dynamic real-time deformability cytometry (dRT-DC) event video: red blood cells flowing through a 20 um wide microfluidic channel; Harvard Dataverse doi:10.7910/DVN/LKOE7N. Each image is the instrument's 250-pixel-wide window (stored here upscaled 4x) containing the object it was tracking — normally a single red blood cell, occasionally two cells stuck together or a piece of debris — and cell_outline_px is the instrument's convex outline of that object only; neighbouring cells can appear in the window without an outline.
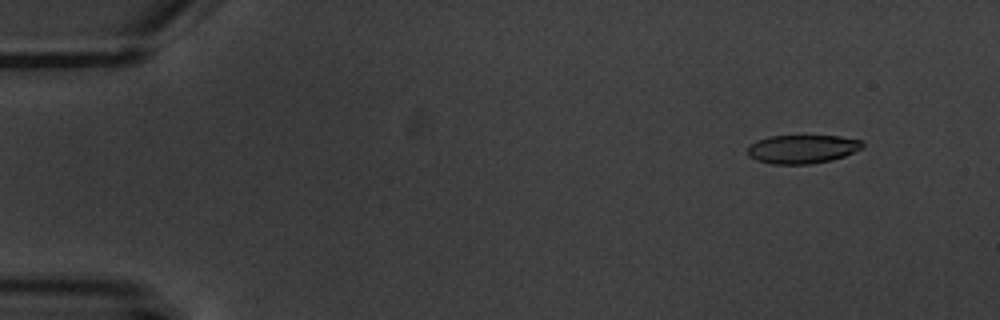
{"species": "common noctule bat (a hibernating species)", "species_latin": "Nyctalus noctula", "temperature_condition": "warm", "stored_images_in_passage": 7, "camera_frame_rate_fps": 3000, "um_per_image_px": 0.085, "animal": {"sex": "male", "body_mass_g": 20.1, "forearm_length_mm": 53.5}, "frame": {"image": 1, "passage_image": 1, "time_ms": 0.0, "image_size_px": [1000, 320], "cell_outline_px": [[864, 148], [844, 156], [832, 160], [812, 164], [772, 164], [756, 160], [748, 156], [748, 144], [756, 140], [768, 136], [840, 136], [860, 140], [864, 144]], "centroid_in_image_um": [68.18, 12.67], "position_along_channel_um": 16.8, "area_um2": 19.36}}
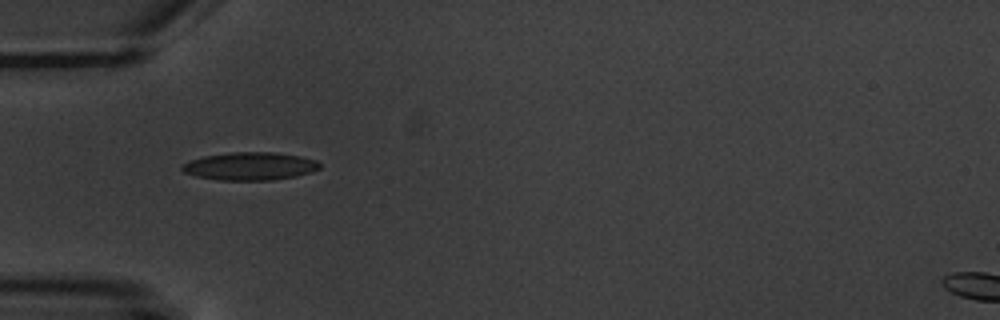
{"frame": {"image": 2, "passage_image": 5, "time_ms": 4.333, "image_size_px": [1000, 320], "cell_outline_px": [[320, 168], [312, 172], [296, 176], [272, 180], [220, 180], [196, 176], [184, 172], [180, 168], [180, 164], [204, 156], [232, 152], [272, 152], [300, 156], [316, 160], [320, 164]], "centroid_in_image_um": [21.25, 14.13], "position_along_channel_um": 63.8, "area_um2": 22.37}}